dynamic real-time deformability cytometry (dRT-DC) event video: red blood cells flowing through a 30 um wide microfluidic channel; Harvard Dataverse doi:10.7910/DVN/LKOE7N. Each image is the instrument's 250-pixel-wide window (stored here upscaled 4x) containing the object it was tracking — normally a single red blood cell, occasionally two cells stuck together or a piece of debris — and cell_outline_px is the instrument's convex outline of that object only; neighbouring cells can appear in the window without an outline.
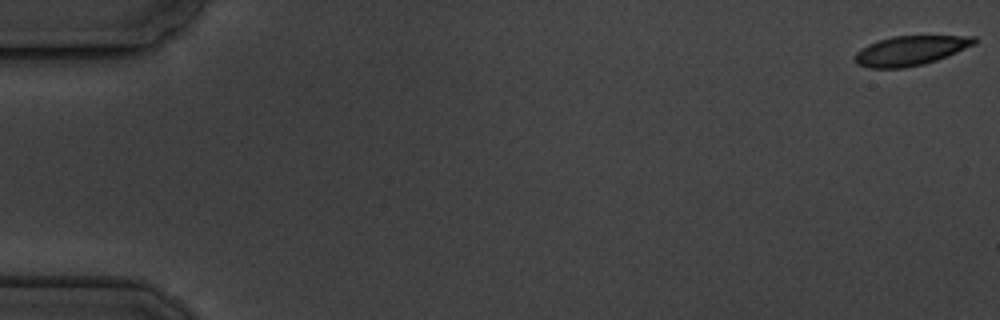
{"species": "common noctule bat (a hibernating species)", "species_latin": "Nyctalus noctula", "temperature_condition": "cold", "stored_images_in_passage": 3, "camera_frame_rate_fps": 3000, "um_per_image_px": 0.085, "animal": {"sex": "male", "body_mass_g": 19.5, "forearm_length_mm": 54.6}, "frame": {"image": 1, "passage_image": 1, "time_ms": 0.0, "image_size_px": [1000, 320], "cell_outline_px": [[976, 44], [948, 56], [924, 64], [904, 68], [868, 68], [856, 64], [852, 60], [852, 56], [860, 48], [868, 44], [892, 36], [976, 36]], "centroid_in_image_um": [77.34, 4.31], "position_along_channel_um": 7.7, "area_um2": 20.81}}